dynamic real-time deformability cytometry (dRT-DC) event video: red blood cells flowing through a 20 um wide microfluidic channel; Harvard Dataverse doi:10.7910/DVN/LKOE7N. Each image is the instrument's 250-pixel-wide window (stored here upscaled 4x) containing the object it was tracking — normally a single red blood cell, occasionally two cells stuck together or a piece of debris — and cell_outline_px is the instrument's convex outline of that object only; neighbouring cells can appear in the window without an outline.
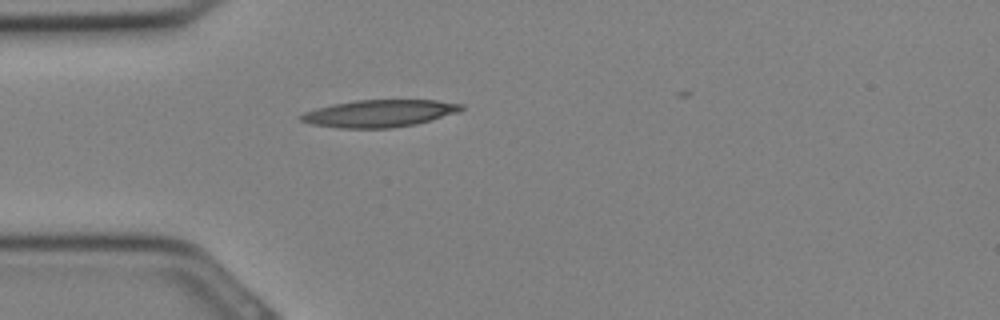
{"species": "Egyptian fruit bat (a non-hibernating species)", "species_latin": "Rousettus aegyptiacus", "temperature_condition": "cold", "stored_images_in_passage": 15, "camera_frame_rate_fps": 3000, "um_per_image_px": 0.085, "animal": {"sex": "female"}, "frame": {"image": 1, "passage_image": 1, "time_ms": 0.0, "image_size_px": [1000, 320], "cell_outline_px": [[464, 108], [460, 112], [416, 124], [392, 128], [340, 128], [312, 124], [300, 120], [296, 116], [304, 112], [332, 104], [356, 100], [436, 100], [464, 104]], "centroid_in_image_um": [32.26, 9.64], "position_along_channel_um": 52.7, "area_um2": 25.55}}
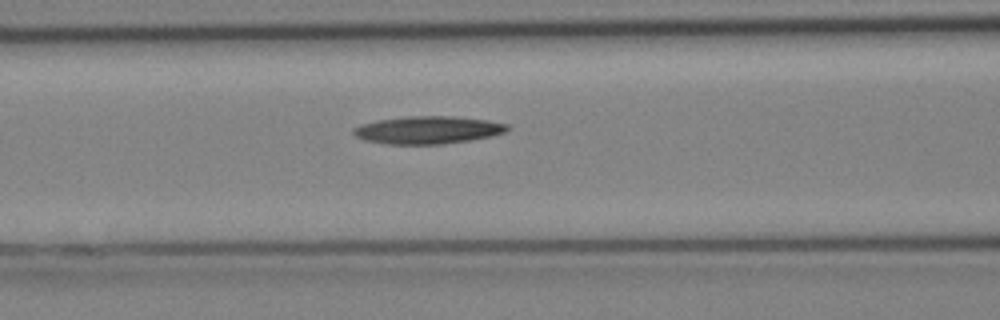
{"frame": {"image": 2, "passage_image": 5, "time_ms": 1.333, "image_size_px": [1000, 320], "cell_outline_px": [[508, 128], [504, 132], [492, 136], [472, 140], [444, 144], [384, 144], [364, 140], [356, 136], [352, 132], [352, 128], [360, 124], [376, 120], [408, 116], [452, 116], [488, 120], [508, 124]], "centroid_in_image_um": [36.34, 11.05], "position_along_channel_um": 130.3, "area_um2": 24.97}}
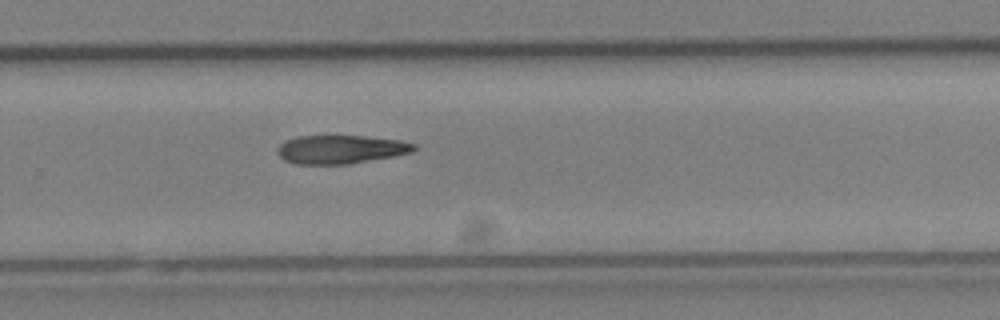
{"frame": {"image": 3, "passage_image": 13, "time_ms": 4.0, "image_size_px": [1000, 320], "cell_outline_px": [[416, 148], [412, 152], [392, 156], [348, 164], [296, 164], [284, 160], [276, 152], [280, 144], [284, 140], [300, 136], [364, 136], [400, 140], [416, 144]], "centroid_in_image_um": [28.94, 12.69], "position_along_channel_um": 300.9, "area_um2": 22.6}}